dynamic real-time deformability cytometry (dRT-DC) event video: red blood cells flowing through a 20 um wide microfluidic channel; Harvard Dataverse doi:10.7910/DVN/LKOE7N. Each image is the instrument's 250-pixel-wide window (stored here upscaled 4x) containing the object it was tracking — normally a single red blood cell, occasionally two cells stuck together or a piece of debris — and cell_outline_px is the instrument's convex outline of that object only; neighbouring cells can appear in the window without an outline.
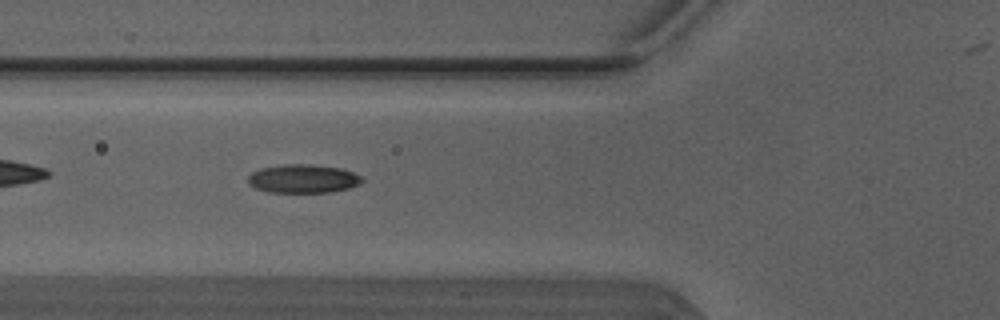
{"species": "Egyptian fruit bat (a non-hibernating species)", "species_latin": "Rousettus aegyptiacus", "temperature_condition": "warm", "stored_images_in_passage": 37, "segment_of_instrument_passage": [1, 2], "camera_frame_rate_fps": 3000, "um_per_image_px": 0.085, "animal": {"sex": "male"}, "frame": {"image": 1, "passage_image": 5, "time_ms": 1.333, "image_size_px": [1000, 320], "cell_outline_px": [[364, 180], [360, 184], [348, 188], [328, 192], [268, 192], [256, 188], [248, 184], [248, 176], [252, 172], [260, 168], [284, 164], [312, 164], [340, 168], [352, 172], [360, 176]], "centroid_in_image_um": [25.74, 15.18], "position_along_channel_um": 100.1, "area_um2": 18.96}}
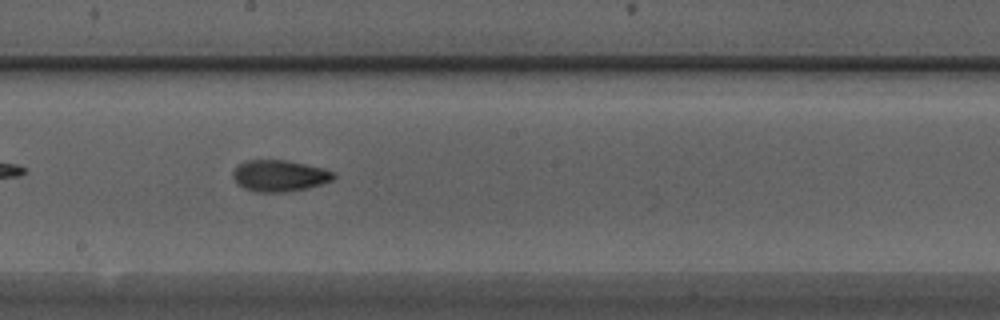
{"frame": {"image": 2, "passage_image": 14, "time_ms": 4.333, "image_size_px": [1000, 320], "cell_outline_px": [[336, 176], [332, 180], [308, 188], [284, 192], [256, 192], [244, 188], [236, 184], [232, 176], [232, 172], [240, 164], [248, 160], [284, 160], [324, 168], [336, 172]], "centroid_in_image_um": [23.76, 14.94], "position_along_channel_um": 224.4, "area_um2": 18.44}}
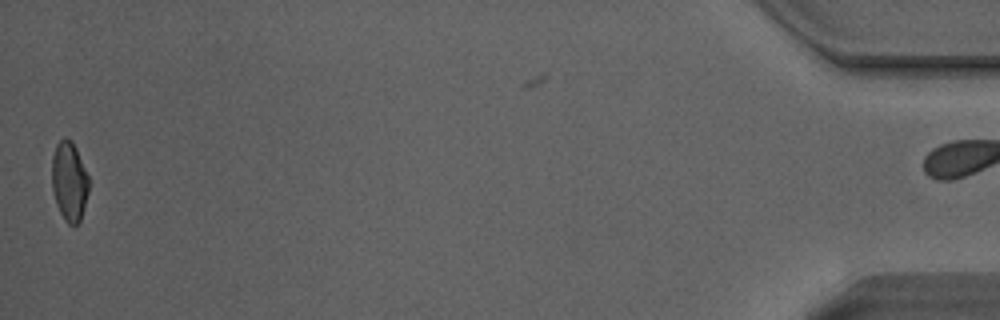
{"frame": {"image": 3, "passage_image": 36, "time_ms": 11.667, "image_size_px": [1000, 320], "cell_outline_px": [[88, 192], [80, 220], [76, 224], [68, 224], [64, 220], [56, 204], [52, 188], [52, 156], [56, 144], [64, 136], [72, 140], [76, 148], [88, 176]], "centroid_in_image_um": [5.87, 15.38], "position_along_channel_um": 429.3, "area_um2": 16.99}}